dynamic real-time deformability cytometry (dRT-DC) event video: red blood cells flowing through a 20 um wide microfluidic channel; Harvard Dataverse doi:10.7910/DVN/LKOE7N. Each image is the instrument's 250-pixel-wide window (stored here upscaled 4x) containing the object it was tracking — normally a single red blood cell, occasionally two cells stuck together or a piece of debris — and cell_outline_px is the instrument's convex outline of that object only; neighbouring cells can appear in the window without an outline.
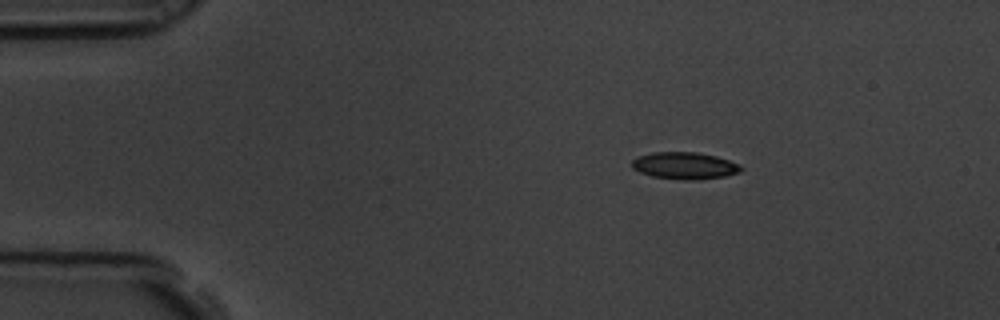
{"species": "common noctule bat (a hibernating species)", "species_latin": "Nyctalus noctula", "temperature_condition": "room temperature", "stored_images_in_passage": 13, "camera_frame_rate_fps": 3000, "um_per_image_px": 0.085, "animal": {"sex": "male", "body_mass_g": 19.5, "forearm_length_mm": 54.6}, "frame": {"image": 1, "passage_image": 1, "time_ms": 0.0, "image_size_px": [1000, 320], "cell_outline_px": [[744, 168], [740, 172], [724, 176], [696, 180], [688, 180], [652, 176], [640, 172], [632, 168], [632, 160], [636, 156], [652, 152], [696, 152], [716, 156], [740, 164]], "centroid_in_image_um": [58.19, 14.07], "position_along_channel_um": 26.8, "area_um2": 17.17}}
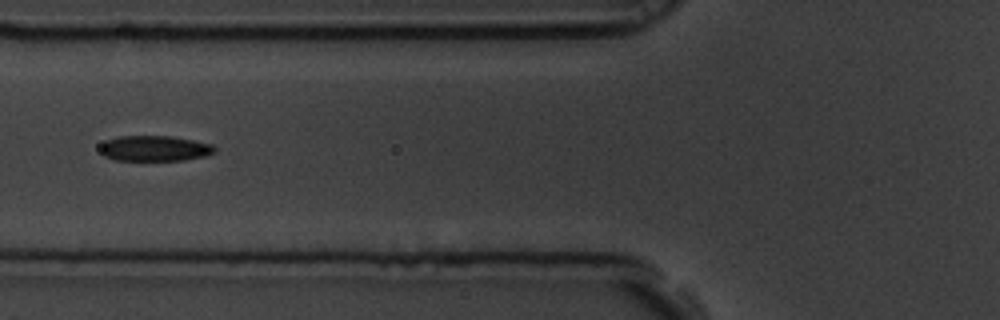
{"frame": {"image": 2, "passage_image": 4, "time_ms": 1.0, "image_size_px": [1000, 320], "cell_outline_px": [[216, 152], [204, 156], [184, 160], [116, 160], [104, 156], [100, 152], [100, 144], [104, 140], [120, 136], [168, 136], [192, 140], [212, 144], [216, 148]], "centroid_in_image_um": [13.11, 12.61], "position_along_channel_um": 112.7, "area_um2": 17.05}}
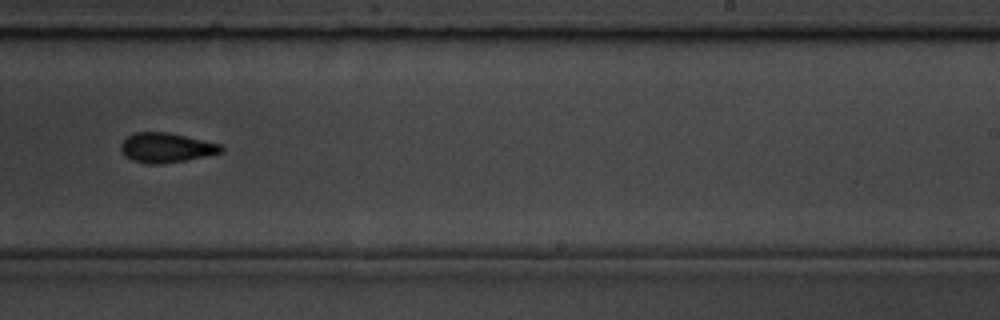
{"frame": {"image": 3, "passage_image": 8, "time_ms": 2.333, "image_size_px": [1000, 320], "cell_outline_px": [[224, 152], [184, 160], [160, 164], [148, 164], [132, 160], [120, 148], [120, 144], [132, 132], [168, 132], [220, 144], [224, 148]], "centroid_in_image_um": [14.13, 12.54], "position_along_channel_um": 274.9, "area_um2": 17.11}}